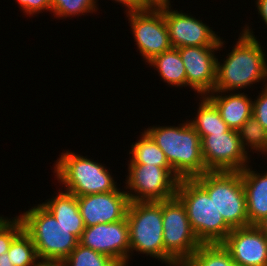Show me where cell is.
I'll list each match as a JSON object with an SVG mask.
<instances>
[{
    "label": "cell",
    "mask_w": 267,
    "mask_h": 266,
    "mask_svg": "<svg viewBox=\"0 0 267 266\" xmlns=\"http://www.w3.org/2000/svg\"><path fill=\"white\" fill-rule=\"evenodd\" d=\"M233 49L218 61L216 70V91H238L251 87L257 82H267V60L263 46L254 35L253 29L243 27ZM252 29V30H251Z\"/></svg>",
    "instance_id": "6da1fadb"
},
{
    "label": "cell",
    "mask_w": 267,
    "mask_h": 266,
    "mask_svg": "<svg viewBox=\"0 0 267 266\" xmlns=\"http://www.w3.org/2000/svg\"><path fill=\"white\" fill-rule=\"evenodd\" d=\"M144 131L164 152L179 179H193L207 172L201 138L188 120L178 126H150Z\"/></svg>",
    "instance_id": "7a4b0ae2"
},
{
    "label": "cell",
    "mask_w": 267,
    "mask_h": 266,
    "mask_svg": "<svg viewBox=\"0 0 267 266\" xmlns=\"http://www.w3.org/2000/svg\"><path fill=\"white\" fill-rule=\"evenodd\" d=\"M176 196L184 204L191 227L202 244L221 243L232 231L214 200L194 179H180Z\"/></svg>",
    "instance_id": "3957f363"
},
{
    "label": "cell",
    "mask_w": 267,
    "mask_h": 266,
    "mask_svg": "<svg viewBox=\"0 0 267 266\" xmlns=\"http://www.w3.org/2000/svg\"><path fill=\"white\" fill-rule=\"evenodd\" d=\"M87 156L62 152L54 164V173L65 190L75 196L107 193L118 187L107 167Z\"/></svg>",
    "instance_id": "277c9868"
},
{
    "label": "cell",
    "mask_w": 267,
    "mask_h": 266,
    "mask_svg": "<svg viewBox=\"0 0 267 266\" xmlns=\"http://www.w3.org/2000/svg\"><path fill=\"white\" fill-rule=\"evenodd\" d=\"M19 217L36 247L39 260H65L79 243L41 203Z\"/></svg>",
    "instance_id": "5b68a950"
},
{
    "label": "cell",
    "mask_w": 267,
    "mask_h": 266,
    "mask_svg": "<svg viewBox=\"0 0 267 266\" xmlns=\"http://www.w3.org/2000/svg\"><path fill=\"white\" fill-rule=\"evenodd\" d=\"M193 179L214 200L218 212L232 229L248 226L241 172L207 171Z\"/></svg>",
    "instance_id": "8992f818"
},
{
    "label": "cell",
    "mask_w": 267,
    "mask_h": 266,
    "mask_svg": "<svg viewBox=\"0 0 267 266\" xmlns=\"http://www.w3.org/2000/svg\"><path fill=\"white\" fill-rule=\"evenodd\" d=\"M126 218L129 226L130 256L136 251L163 263L162 201L130 202Z\"/></svg>",
    "instance_id": "52a82bcc"
},
{
    "label": "cell",
    "mask_w": 267,
    "mask_h": 266,
    "mask_svg": "<svg viewBox=\"0 0 267 266\" xmlns=\"http://www.w3.org/2000/svg\"><path fill=\"white\" fill-rule=\"evenodd\" d=\"M164 263L182 266L202 245L196 237L182 201L174 196L162 201Z\"/></svg>",
    "instance_id": "ba28073f"
},
{
    "label": "cell",
    "mask_w": 267,
    "mask_h": 266,
    "mask_svg": "<svg viewBox=\"0 0 267 266\" xmlns=\"http://www.w3.org/2000/svg\"><path fill=\"white\" fill-rule=\"evenodd\" d=\"M125 190L130 202L163 201L176 196L179 178L171 168L128 164ZM134 191V192H133Z\"/></svg>",
    "instance_id": "9c48e42d"
},
{
    "label": "cell",
    "mask_w": 267,
    "mask_h": 266,
    "mask_svg": "<svg viewBox=\"0 0 267 266\" xmlns=\"http://www.w3.org/2000/svg\"><path fill=\"white\" fill-rule=\"evenodd\" d=\"M132 36L140 55L149 62L156 55L172 48L163 15V7L127 12Z\"/></svg>",
    "instance_id": "30bf717a"
},
{
    "label": "cell",
    "mask_w": 267,
    "mask_h": 266,
    "mask_svg": "<svg viewBox=\"0 0 267 266\" xmlns=\"http://www.w3.org/2000/svg\"><path fill=\"white\" fill-rule=\"evenodd\" d=\"M202 156L207 171H242L249 165L250 156L243 148L238 132L201 136Z\"/></svg>",
    "instance_id": "8fae6325"
},
{
    "label": "cell",
    "mask_w": 267,
    "mask_h": 266,
    "mask_svg": "<svg viewBox=\"0 0 267 266\" xmlns=\"http://www.w3.org/2000/svg\"><path fill=\"white\" fill-rule=\"evenodd\" d=\"M79 243L109 256L120 266H128L131 259L127 218L114 223H99L86 227Z\"/></svg>",
    "instance_id": "7c38bea8"
},
{
    "label": "cell",
    "mask_w": 267,
    "mask_h": 266,
    "mask_svg": "<svg viewBox=\"0 0 267 266\" xmlns=\"http://www.w3.org/2000/svg\"><path fill=\"white\" fill-rule=\"evenodd\" d=\"M225 41L220 38L219 46H189L180 47L184 63L187 86L197 91L200 96H206L214 91L216 83L217 58L215 51L222 50Z\"/></svg>",
    "instance_id": "4fadbf2b"
},
{
    "label": "cell",
    "mask_w": 267,
    "mask_h": 266,
    "mask_svg": "<svg viewBox=\"0 0 267 266\" xmlns=\"http://www.w3.org/2000/svg\"><path fill=\"white\" fill-rule=\"evenodd\" d=\"M163 15L172 47L219 46L220 36L202 20L171 6L163 7Z\"/></svg>",
    "instance_id": "5bb4252c"
},
{
    "label": "cell",
    "mask_w": 267,
    "mask_h": 266,
    "mask_svg": "<svg viewBox=\"0 0 267 266\" xmlns=\"http://www.w3.org/2000/svg\"><path fill=\"white\" fill-rule=\"evenodd\" d=\"M77 200L85 227L125 219L130 204L126 191L120 188L107 193L78 196Z\"/></svg>",
    "instance_id": "9a60e30c"
},
{
    "label": "cell",
    "mask_w": 267,
    "mask_h": 266,
    "mask_svg": "<svg viewBox=\"0 0 267 266\" xmlns=\"http://www.w3.org/2000/svg\"><path fill=\"white\" fill-rule=\"evenodd\" d=\"M221 244L235 264L267 266V237L256 225L232 229Z\"/></svg>",
    "instance_id": "2e32d148"
},
{
    "label": "cell",
    "mask_w": 267,
    "mask_h": 266,
    "mask_svg": "<svg viewBox=\"0 0 267 266\" xmlns=\"http://www.w3.org/2000/svg\"><path fill=\"white\" fill-rule=\"evenodd\" d=\"M226 93L230 92L214 90L206 97L216 106L228 127L237 131L252 116L253 99L240 91Z\"/></svg>",
    "instance_id": "e0dca14e"
},
{
    "label": "cell",
    "mask_w": 267,
    "mask_h": 266,
    "mask_svg": "<svg viewBox=\"0 0 267 266\" xmlns=\"http://www.w3.org/2000/svg\"><path fill=\"white\" fill-rule=\"evenodd\" d=\"M248 165L241 172L246 195L248 226L257 225L267 216V171L258 173Z\"/></svg>",
    "instance_id": "ac0fdd59"
},
{
    "label": "cell",
    "mask_w": 267,
    "mask_h": 266,
    "mask_svg": "<svg viewBox=\"0 0 267 266\" xmlns=\"http://www.w3.org/2000/svg\"><path fill=\"white\" fill-rule=\"evenodd\" d=\"M61 191V192H60ZM58 193V194H57ZM51 199L45 200L41 205L47 209L54 218L65 228L70 230L78 240L84 231L85 224L80 214L77 196L59 189Z\"/></svg>",
    "instance_id": "d6986e66"
},
{
    "label": "cell",
    "mask_w": 267,
    "mask_h": 266,
    "mask_svg": "<svg viewBox=\"0 0 267 266\" xmlns=\"http://www.w3.org/2000/svg\"><path fill=\"white\" fill-rule=\"evenodd\" d=\"M147 63L158 71L161 79L169 86L177 88L187 86L184 63L177 48L172 47L162 54L156 55Z\"/></svg>",
    "instance_id": "ffe728a7"
},
{
    "label": "cell",
    "mask_w": 267,
    "mask_h": 266,
    "mask_svg": "<svg viewBox=\"0 0 267 266\" xmlns=\"http://www.w3.org/2000/svg\"><path fill=\"white\" fill-rule=\"evenodd\" d=\"M199 99V108H197L196 117L188 122L193 129L201 136H207L212 133H225L230 130L228 125L220 116L216 106L206 97L201 96Z\"/></svg>",
    "instance_id": "44dd1931"
},
{
    "label": "cell",
    "mask_w": 267,
    "mask_h": 266,
    "mask_svg": "<svg viewBox=\"0 0 267 266\" xmlns=\"http://www.w3.org/2000/svg\"><path fill=\"white\" fill-rule=\"evenodd\" d=\"M134 144L132 143L129 154V164H147L162 168H171L164 152L157 146L154 140L144 131Z\"/></svg>",
    "instance_id": "7402d4cb"
},
{
    "label": "cell",
    "mask_w": 267,
    "mask_h": 266,
    "mask_svg": "<svg viewBox=\"0 0 267 266\" xmlns=\"http://www.w3.org/2000/svg\"><path fill=\"white\" fill-rule=\"evenodd\" d=\"M229 252L221 243L202 244L182 266H233Z\"/></svg>",
    "instance_id": "603a6c76"
},
{
    "label": "cell",
    "mask_w": 267,
    "mask_h": 266,
    "mask_svg": "<svg viewBox=\"0 0 267 266\" xmlns=\"http://www.w3.org/2000/svg\"><path fill=\"white\" fill-rule=\"evenodd\" d=\"M243 148L249 153L261 152L267 150V130L253 117V115L245 121L237 130ZM250 148V151H248Z\"/></svg>",
    "instance_id": "cb8c5ba5"
},
{
    "label": "cell",
    "mask_w": 267,
    "mask_h": 266,
    "mask_svg": "<svg viewBox=\"0 0 267 266\" xmlns=\"http://www.w3.org/2000/svg\"><path fill=\"white\" fill-rule=\"evenodd\" d=\"M13 266H37L39 258L31 237L23 230L8 250Z\"/></svg>",
    "instance_id": "d4e9b609"
},
{
    "label": "cell",
    "mask_w": 267,
    "mask_h": 266,
    "mask_svg": "<svg viewBox=\"0 0 267 266\" xmlns=\"http://www.w3.org/2000/svg\"><path fill=\"white\" fill-rule=\"evenodd\" d=\"M64 261L67 266H120L109 256L96 252L80 243Z\"/></svg>",
    "instance_id": "484cf974"
},
{
    "label": "cell",
    "mask_w": 267,
    "mask_h": 266,
    "mask_svg": "<svg viewBox=\"0 0 267 266\" xmlns=\"http://www.w3.org/2000/svg\"><path fill=\"white\" fill-rule=\"evenodd\" d=\"M97 2V0H51L50 5L54 17L63 19L96 12L98 9Z\"/></svg>",
    "instance_id": "4316f807"
},
{
    "label": "cell",
    "mask_w": 267,
    "mask_h": 266,
    "mask_svg": "<svg viewBox=\"0 0 267 266\" xmlns=\"http://www.w3.org/2000/svg\"><path fill=\"white\" fill-rule=\"evenodd\" d=\"M19 216L8 218L0 216V254L8 252L12 241L23 231Z\"/></svg>",
    "instance_id": "83f0119b"
},
{
    "label": "cell",
    "mask_w": 267,
    "mask_h": 266,
    "mask_svg": "<svg viewBox=\"0 0 267 266\" xmlns=\"http://www.w3.org/2000/svg\"><path fill=\"white\" fill-rule=\"evenodd\" d=\"M265 87L253 101L252 115L267 130V83Z\"/></svg>",
    "instance_id": "f1b7e54d"
},
{
    "label": "cell",
    "mask_w": 267,
    "mask_h": 266,
    "mask_svg": "<svg viewBox=\"0 0 267 266\" xmlns=\"http://www.w3.org/2000/svg\"><path fill=\"white\" fill-rule=\"evenodd\" d=\"M26 15L39 14L42 11H51V0H16Z\"/></svg>",
    "instance_id": "f546056e"
},
{
    "label": "cell",
    "mask_w": 267,
    "mask_h": 266,
    "mask_svg": "<svg viewBox=\"0 0 267 266\" xmlns=\"http://www.w3.org/2000/svg\"><path fill=\"white\" fill-rule=\"evenodd\" d=\"M114 1L119 4L121 3L123 6H125L127 8L125 11L126 13L148 9L140 0H114Z\"/></svg>",
    "instance_id": "4dcf8cb0"
},
{
    "label": "cell",
    "mask_w": 267,
    "mask_h": 266,
    "mask_svg": "<svg viewBox=\"0 0 267 266\" xmlns=\"http://www.w3.org/2000/svg\"><path fill=\"white\" fill-rule=\"evenodd\" d=\"M147 8L159 9L172 6L170 0H140Z\"/></svg>",
    "instance_id": "1f68e13d"
},
{
    "label": "cell",
    "mask_w": 267,
    "mask_h": 266,
    "mask_svg": "<svg viewBox=\"0 0 267 266\" xmlns=\"http://www.w3.org/2000/svg\"><path fill=\"white\" fill-rule=\"evenodd\" d=\"M258 14L262 17V21L267 26V0H256Z\"/></svg>",
    "instance_id": "d6a6232c"
},
{
    "label": "cell",
    "mask_w": 267,
    "mask_h": 266,
    "mask_svg": "<svg viewBox=\"0 0 267 266\" xmlns=\"http://www.w3.org/2000/svg\"><path fill=\"white\" fill-rule=\"evenodd\" d=\"M37 266H67L64 260H39Z\"/></svg>",
    "instance_id": "836d02e7"
},
{
    "label": "cell",
    "mask_w": 267,
    "mask_h": 266,
    "mask_svg": "<svg viewBox=\"0 0 267 266\" xmlns=\"http://www.w3.org/2000/svg\"><path fill=\"white\" fill-rule=\"evenodd\" d=\"M8 252L0 254V266H13Z\"/></svg>",
    "instance_id": "e575fe53"
},
{
    "label": "cell",
    "mask_w": 267,
    "mask_h": 266,
    "mask_svg": "<svg viewBox=\"0 0 267 266\" xmlns=\"http://www.w3.org/2000/svg\"><path fill=\"white\" fill-rule=\"evenodd\" d=\"M256 226L267 237V216L265 218H263Z\"/></svg>",
    "instance_id": "d590c367"
}]
</instances>
